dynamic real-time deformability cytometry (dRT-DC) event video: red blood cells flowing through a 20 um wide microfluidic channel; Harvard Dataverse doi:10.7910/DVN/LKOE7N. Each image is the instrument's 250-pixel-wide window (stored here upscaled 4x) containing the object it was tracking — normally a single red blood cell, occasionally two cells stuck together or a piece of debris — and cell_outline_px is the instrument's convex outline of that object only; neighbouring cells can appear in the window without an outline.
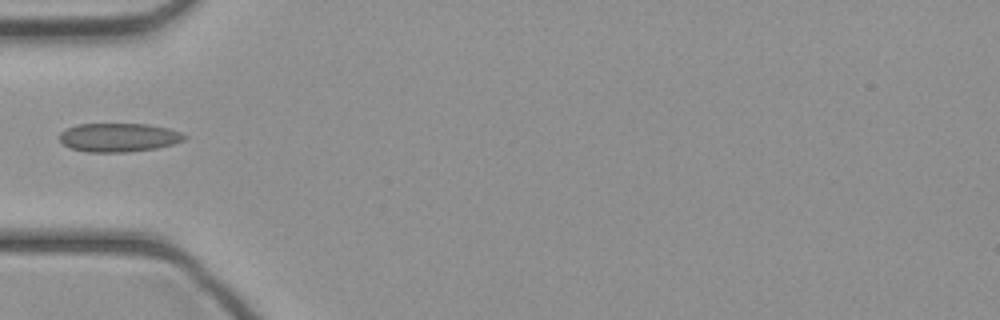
{"species": "common noctule bat (a hibernating species)", "species_latin": "Nyctalus noctula", "temperature_condition": "cold", "stored_images_in_passage": 31, "camera_frame_rate_fps": 3000, "um_per_image_px": 0.085, "animal": {"sex": "female", "body_mass_g": 21.9}, "frame": {"image": 1, "passage_image": 1, "time_ms": 0.0, "image_size_px": [1000, 320], "cell_outline_px": [[188, 136], [184, 140], [172, 144], [156, 148], [128, 152], [88, 152], [72, 148], [64, 144], [60, 140], [60, 132], [76, 124], [148, 124], [168, 128], [180, 132]], "centroid_in_image_um": [10.11, 11.68], "position_along_channel_um": 74.9, "area_um2": 20.81}}
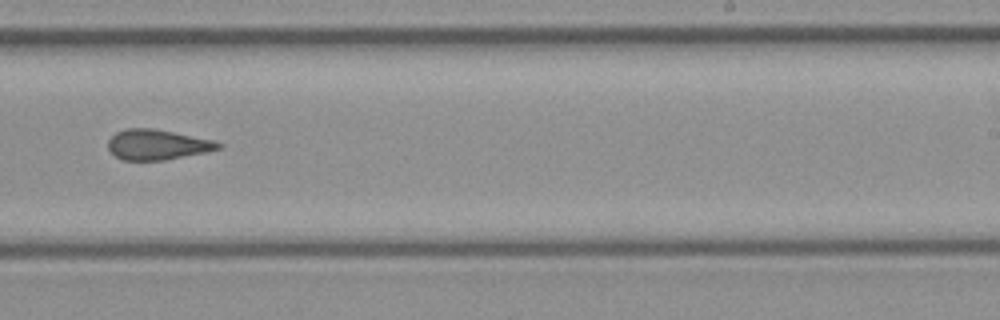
{"frame": {"image": 2, "passage_image": 14, "time_ms": 4.333, "image_size_px": [1000, 320], "cell_outline_px": [[224, 144], [220, 148], [208, 152], [164, 160], [124, 160], [116, 156], [108, 148], [108, 140], [116, 132], [124, 128], [152, 128], [216, 140]], "centroid_in_image_um": [13.41, 12.29], "position_along_channel_um": 275.6, "area_um2": 19.54}}
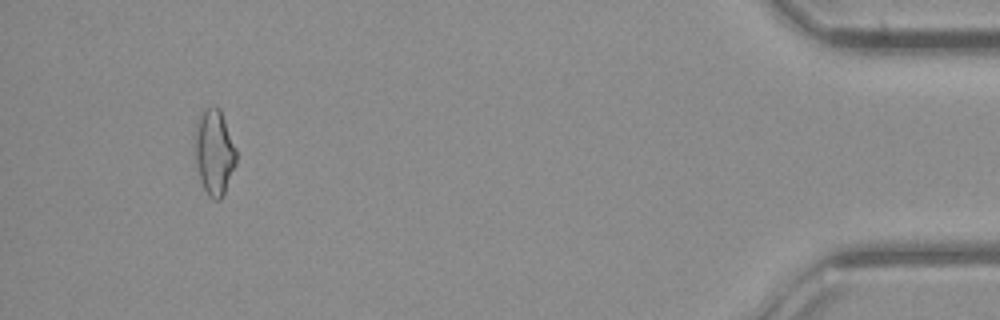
{"frame": {"image": 3, "passage_image": 28, "time_ms": 9.0, "image_size_px": [1000, 320], "cell_outline_px": [[236, 164], [224, 196], [220, 200], [212, 200], [208, 196], [200, 180], [192, 152], [196, 120], [200, 112], [204, 108], [220, 108], [236, 148]], "centroid_in_image_um": [18.17, 12.96], "position_along_channel_um": 417.0, "area_um2": 21.33}}